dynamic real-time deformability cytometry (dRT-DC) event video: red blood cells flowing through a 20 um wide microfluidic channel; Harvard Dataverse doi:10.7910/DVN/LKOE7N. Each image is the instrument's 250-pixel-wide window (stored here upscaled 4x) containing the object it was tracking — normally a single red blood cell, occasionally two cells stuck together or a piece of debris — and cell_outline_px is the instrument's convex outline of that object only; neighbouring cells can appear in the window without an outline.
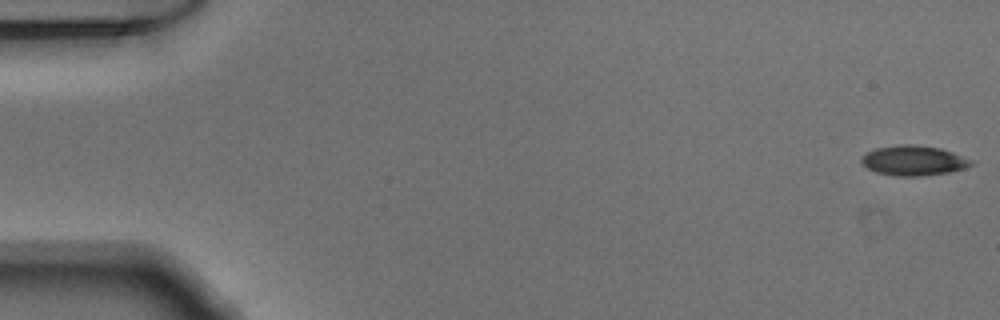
{"species": "Egyptian fruit bat (a non-hibernating species)", "species_latin": "Rousettus aegyptiacus", "temperature_condition": "warm", "stored_images_in_passage": 51, "camera_frame_rate_fps": 3000, "um_per_image_px": 0.085, "animal": {"sex": "male"}, "frame": {"image": 1, "passage_image": 1, "time_ms": 0.0, "image_size_px": [1000, 320], "cell_outline_px": [[976, 164], [964, 168], [948, 172], [920, 176], [896, 176], [876, 172], [868, 168], [860, 160], [860, 156], [876, 148], [900, 144], [912, 144], [940, 148], [952, 152], [972, 160]], "centroid_in_image_um": [77.65, 13.64], "position_along_channel_um": 7.3, "area_um2": 19.07}}
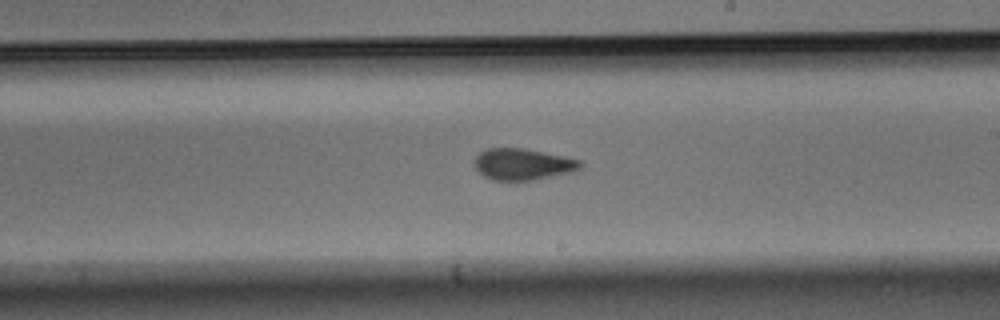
{"frame": {"image": 2, "passage_image": 30, "time_ms": 9.667, "image_size_px": [1000, 320], "cell_outline_px": [[580, 168], [572, 172], [516, 184], [492, 180], [484, 176], [472, 164], [472, 160], [480, 152], [488, 148], [524, 148], [564, 156], [580, 160]], "centroid_in_image_um": [44.37, 14.0], "position_along_channel_um": 244.6, "area_um2": 20.06}}
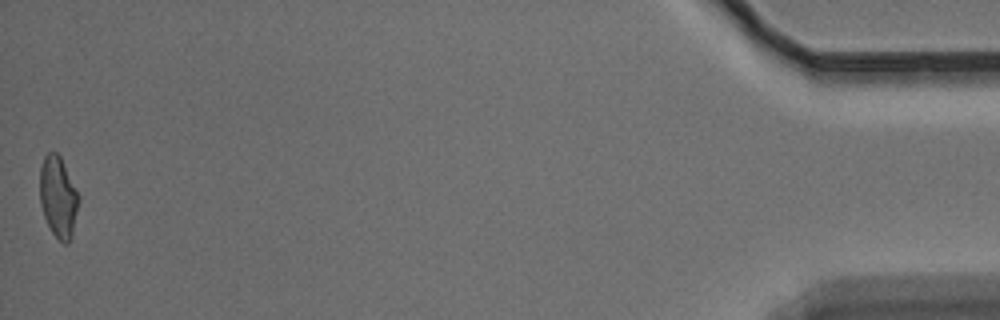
{"frame": {"image": 3, "passage_image": 51, "time_ms": 16.667, "image_size_px": [1000, 320], "cell_outline_px": [[80, 200], [72, 236], [68, 244], [64, 244], [52, 232], [44, 216], [40, 204], [40, 168], [44, 156], [48, 152], [56, 152], [60, 156], [80, 196]], "centroid_in_image_um": [4.96, 16.75], "position_along_channel_um": 430.2, "area_um2": 18.44}}